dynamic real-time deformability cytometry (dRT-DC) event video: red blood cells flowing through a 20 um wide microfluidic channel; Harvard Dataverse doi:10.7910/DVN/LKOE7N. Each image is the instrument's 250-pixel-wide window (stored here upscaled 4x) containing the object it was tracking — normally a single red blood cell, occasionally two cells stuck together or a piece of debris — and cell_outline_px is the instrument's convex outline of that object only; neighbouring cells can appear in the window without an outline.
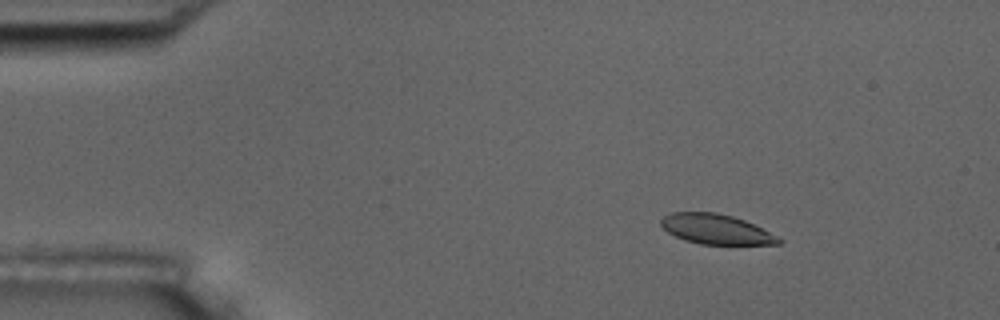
{"species": "common noctule bat (a hibernating species)", "species_latin": "Nyctalus noctula", "temperature_condition": "room temperature", "stored_images_in_passage": 5, "camera_frame_rate_fps": 3000, "um_per_image_px": 0.085, "animal": {"sex": "male", "body_mass_g": 17.5, "forearm_length_mm": 52.3}, "frame": {"image": 1, "passage_image": 3, "time_ms": 2.333, "image_size_px": [1000, 320], "cell_outline_px": [[784, 240], [780, 244], [700, 244], [684, 240], [668, 232], [660, 224], [660, 220], [664, 216], [672, 212], [716, 212], [732, 216], [744, 220]], "centroid_in_image_um": [60.83, 19.48], "position_along_channel_um": 24.2, "area_um2": 20.29}}